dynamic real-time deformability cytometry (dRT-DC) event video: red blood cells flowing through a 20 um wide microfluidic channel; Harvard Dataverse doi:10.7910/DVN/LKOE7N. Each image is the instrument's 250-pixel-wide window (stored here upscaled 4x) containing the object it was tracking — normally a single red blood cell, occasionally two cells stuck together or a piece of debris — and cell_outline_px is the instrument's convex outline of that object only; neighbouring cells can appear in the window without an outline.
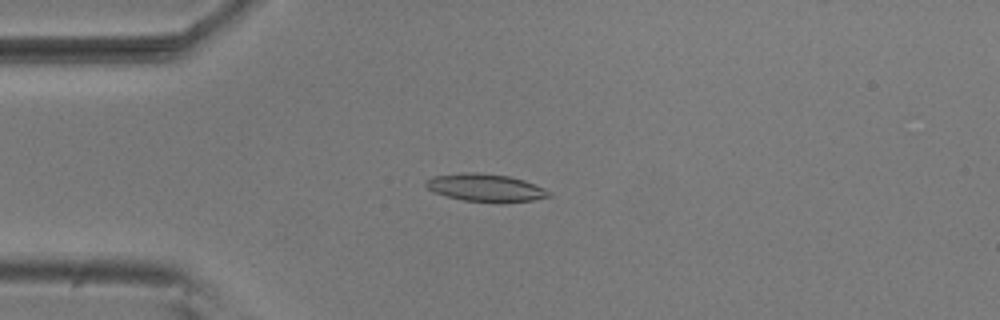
{"species": "common noctule bat (a hibernating species)", "species_latin": "Nyctalus noctula", "temperature_condition": "room temperature", "stored_images_in_passage": 55, "camera_frame_rate_fps": 3000, "um_per_image_px": 0.085, "animal": {"sex": "male", "body_mass_g": 20.5, "forearm_length_mm": 52.5}, "frame": {"image": 1, "passage_image": 14, "time_ms": 4.333, "image_size_px": [1000, 320], "cell_outline_px": [[552, 196], [532, 200], [500, 204], [464, 200], [432, 192], [424, 184], [432, 176], [460, 172], [476, 172], [508, 176], [524, 180], [544, 188], [552, 192]], "centroid_in_image_um": [41.29, 15.97], "position_along_channel_um": 43.7, "area_um2": 20.17}}
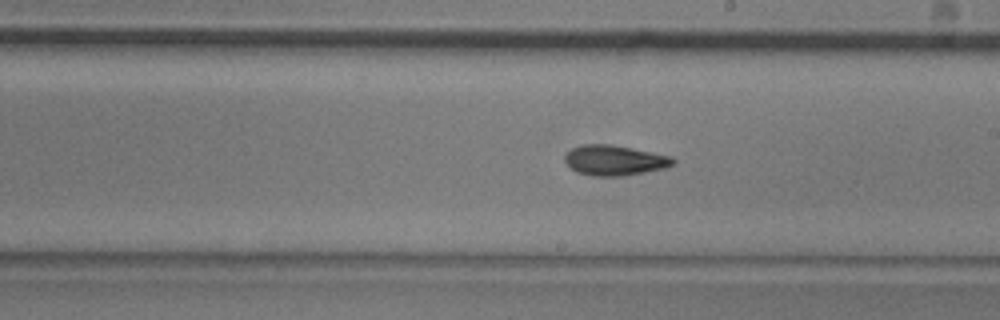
{"frame": {"image": 2, "passage_image": 31, "time_ms": 10.0, "image_size_px": [1000, 320], "cell_outline_px": [[676, 164], [664, 168], [624, 176], [592, 176], [576, 172], [564, 160], [564, 156], [572, 148], [580, 144], [612, 144], [672, 156], [676, 160]], "centroid_in_image_um": [52.25, 13.62], "position_along_channel_um": 236.7, "area_um2": 19.19}}
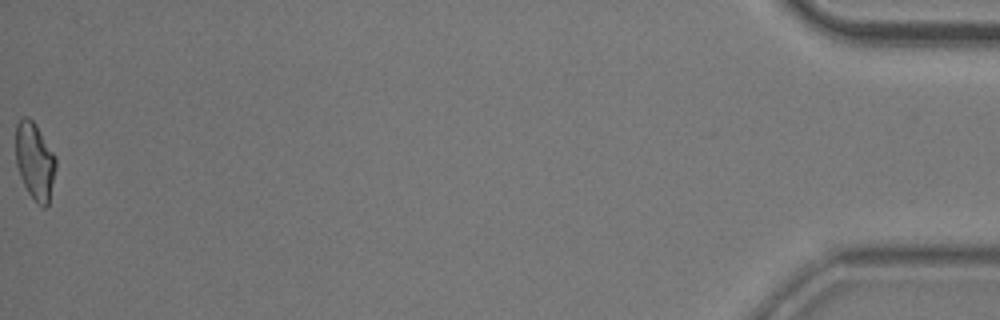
{"frame": {"image": 3, "passage_image": 55, "time_ms": 18.0, "image_size_px": [1000, 320], "cell_outline_px": [[56, 168], [48, 204], [44, 208], [36, 204], [28, 192], [20, 176], [16, 164], [16, 124], [24, 116], [28, 116], [36, 124], [56, 156]], "centroid_in_image_um": [2.96, 13.69], "position_along_channel_um": 432.2, "area_um2": 18.15}, "authors_computed_cell_mechanics": {"area_um2": 18.5538, "velocity_mm_per_s": 3.724, "shape_relaxation_time_tau1_ms": 10.5483, "shape_relaxation_time_tau2_ms": 3.5571, "deformation_change_tau1": 0.2439, "deformation_change_tau2": 0.1124}}